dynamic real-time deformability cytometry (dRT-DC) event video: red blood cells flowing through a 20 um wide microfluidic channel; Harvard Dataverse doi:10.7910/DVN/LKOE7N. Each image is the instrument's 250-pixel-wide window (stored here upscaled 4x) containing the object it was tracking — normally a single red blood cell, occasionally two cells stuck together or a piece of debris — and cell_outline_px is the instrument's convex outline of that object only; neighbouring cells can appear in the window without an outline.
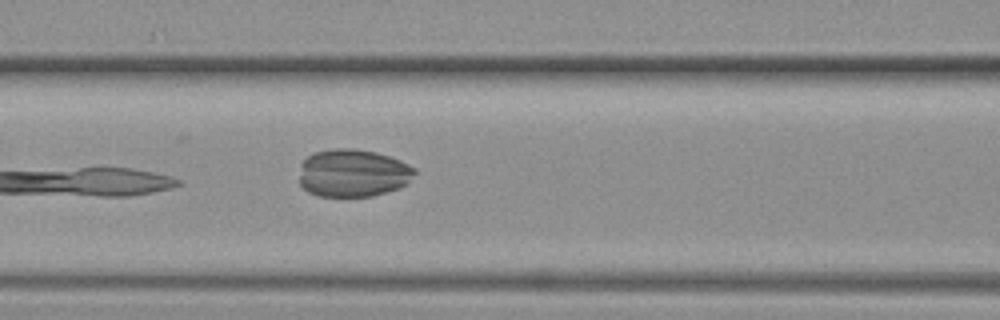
{"species": "common noctule bat (a hibernating species)", "species_latin": "Nyctalus noctula", "temperature_condition": "warm", "stored_images_in_passage": 3, "camera_frame_rate_fps": 3000, "um_per_image_px": 0.085, "animal": {"sex": "female", "body_mass_g": 19.3, "forearm_length_mm": 54.1}, "frame": {"image": 1, "passage_image": 3, "time_ms": 0.667, "image_size_px": [1000, 320], "cell_outline_px": [[416, 172], [408, 184], [400, 188], [372, 196], [320, 196], [308, 192], [300, 184], [300, 164], [308, 156], [316, 152], [336, 148], [352, 148], [376, 152], [400, 160], [416, 168]], "centroid_in_image_um": [30.02, 14.71], "position_along_channel_um": 136.6, "area_um2": 32.25}}